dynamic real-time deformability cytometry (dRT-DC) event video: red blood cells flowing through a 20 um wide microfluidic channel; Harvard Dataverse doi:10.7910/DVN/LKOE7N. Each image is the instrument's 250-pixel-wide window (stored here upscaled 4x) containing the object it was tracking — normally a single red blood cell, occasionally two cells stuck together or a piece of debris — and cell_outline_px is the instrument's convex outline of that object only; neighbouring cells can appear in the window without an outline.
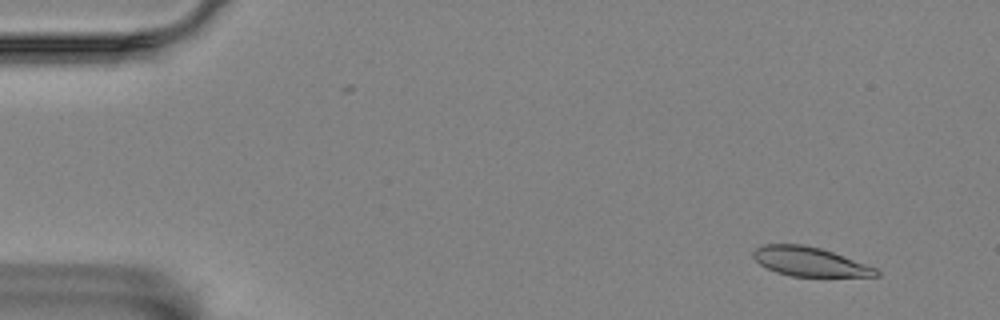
{"species": "Egyptian fruit bat (a non-hibernating species)", "species_latin": "Rousettus aegyptiacus", "temperature_condition": "room temperature", "stored_images_in_passage": 53, "camera_frame_rate_fps": 3000, "um_per_image_px": 0.085, "animal": {"sex": "female"}, "frame": {"image": 1, "passage_image": 1, "time_ms": 0.0, "image_size_px": [1000, 320], "cell_outline_px": [[880, 276], [792, 276], [776, 272], [760, 264], [752, 256], [752, 252], [756, 248], [764, 244], [804, 244], [820, 248], [832, 252], [876, 268], [880, 272]], "centroid_in_image_um": [68.8, 22.23], "position_along_channel_um": 16.2, "area_um2": 20.63}}
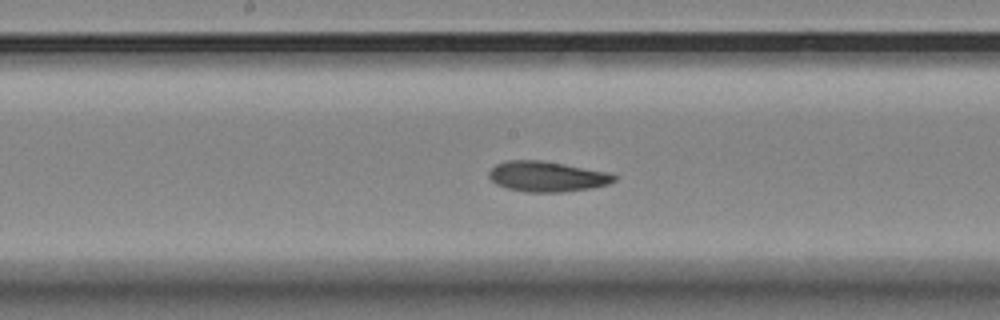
{"frame": {"image": 2, "passage_image": 26, "time_ms": 8.333, "image_size_px": [1000, 320], "cell_outline_px": [[616, 180], [608, 184], [592, 188], [564, 192], [524, 192], [504, 188], [496, 184], [488, 176], [488, 172], [496, 164], [508, 160], [540, 160], [564, 164], [604, 172], [616, 176]], "centroid_in_image_um": [46.44, 15.01], "position_along_channel_um": 201.8, "area_um2": 22.08}}
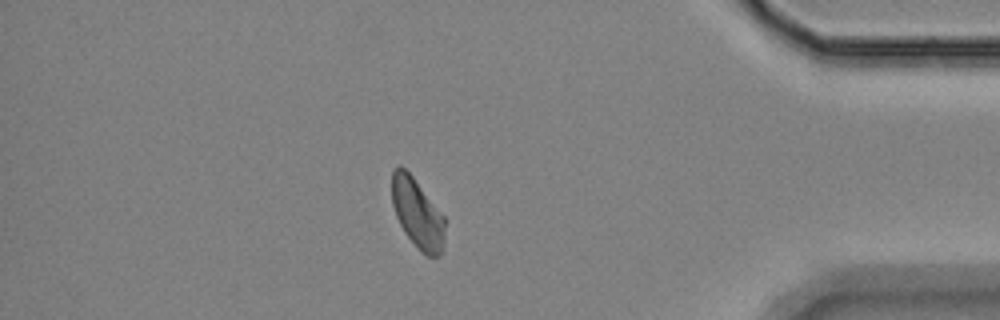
{"frame": {"image": 3, "passage_image": 46, "time_ms": 15.0, "image_size_px": [1000, 320], "cell_outline_px": [[444, 240], [440, 256], [428, 256], [404, 232], [396, 216], [392, 204], [392, 172], [400, 164], [412, 176], [444, 216]], "centroid_in_image_um": [35.47, 18.11], "position_along_channel_um": 399.7, "area_um2": 20.92}, "authors_computed_cell_mechanics": {"area_um2": 22.0796, "velocity_mm_per_s": 3.4821, "shape_relaxation_time_tau1_ms": 6.1755, "shape_relaxation_time_tau2_ms": 4.0044, "deformation_change_tau1": 0.1576, "deformation_change_tau2": 0.0681}}